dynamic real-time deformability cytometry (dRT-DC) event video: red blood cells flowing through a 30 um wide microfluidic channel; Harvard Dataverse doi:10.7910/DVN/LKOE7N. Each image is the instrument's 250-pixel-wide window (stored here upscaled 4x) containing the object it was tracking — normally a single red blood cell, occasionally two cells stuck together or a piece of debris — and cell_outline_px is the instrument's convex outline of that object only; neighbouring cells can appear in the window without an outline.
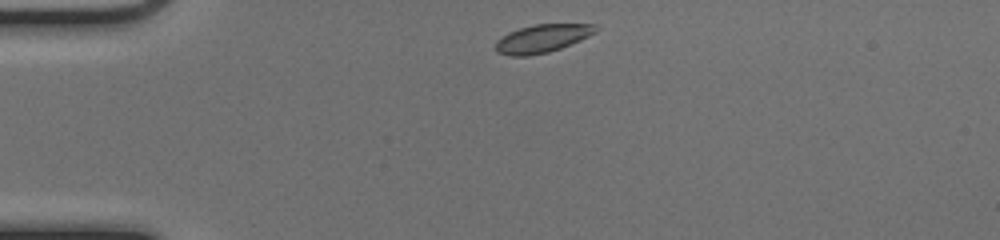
{"species": "common noctule bat (a hibernating species)", "species_latin": "Nyctalus noctula", "temperature_condition": "cold", "stored_images_in_passage": 40, "camera_frame_rate_fps": 3000, "um_per_image_px": 0.085, "animal": {"sex": "female", "body_mass_g": 17.0, "forearm_length_mm": 48.0}, "frame": {"image": 1, "passage_image": 1, "time_ms": 0.0, "image_size_px": [1000, 240], "cell_outline_px": [[600, 28], [596, 32], [580, 40], [560, 48], [548, 52], [528, 56], [512, 56], [496, 52], [496, 40], [508, 32], [520, 28], [536, 24], [596, 24]], "centroid_in_image_um": [46.1, 3.27], "position_along_channel_um": 38.9, "area_um2": 16.36}}
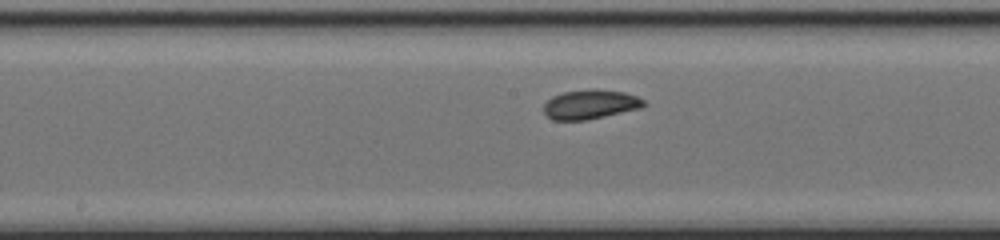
{"frame": {"image": 2, "passage_image": 16, "time_ms": 5.0, "image_size_px": [1000, 240], "cell_outline_px": [[648, 104], [640, 108], [604, 116], [584, 120], [552, 120], [544, 112], [544, 104], [552, 96], [564, 92], [592, 88], [624, 92], [636, 96], [644, 100]], "centroid_in_image_um": [50.17, 8.86], "position_along_channel_um": 198.0, "area_um2": 17.05}}
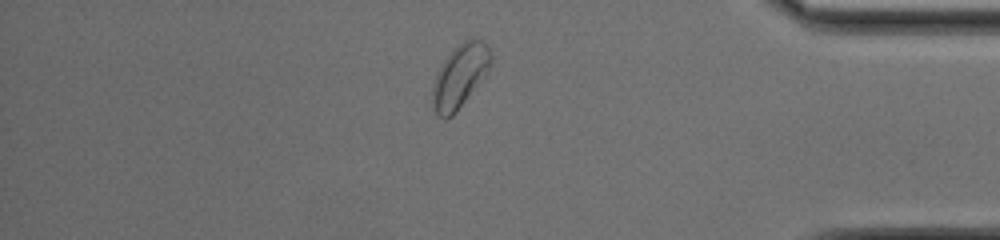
{"frame": {"image": 3, "passage_image": 33, "time_ms": 10.667, "image_size_px": [1000, 240], "cell_outline_px": [[492, 64], [488, 72], [456, 112], [452, 116], [444, 120], [432, 108], [432, 84], [436, 72], [452, 48], [456, 44], [464, 40], [484, 40], [492, 56]], "centroid_in_image_um": [39.07, 6.46], "position_along_channel_um": 396.1, "area_um2": 21.73}, "authors_computed_cell_mechanics": {"area_um2": 17.0221, "velocity_mm_per_s": 3.9946, "shape_relaxation_time_tau1_ms": 4.904, "shape_relaxation_time_tau2_ms": 0.8351, "deformation_change_tau1": 0.107, "deformation_change_tau2": 0.039}}